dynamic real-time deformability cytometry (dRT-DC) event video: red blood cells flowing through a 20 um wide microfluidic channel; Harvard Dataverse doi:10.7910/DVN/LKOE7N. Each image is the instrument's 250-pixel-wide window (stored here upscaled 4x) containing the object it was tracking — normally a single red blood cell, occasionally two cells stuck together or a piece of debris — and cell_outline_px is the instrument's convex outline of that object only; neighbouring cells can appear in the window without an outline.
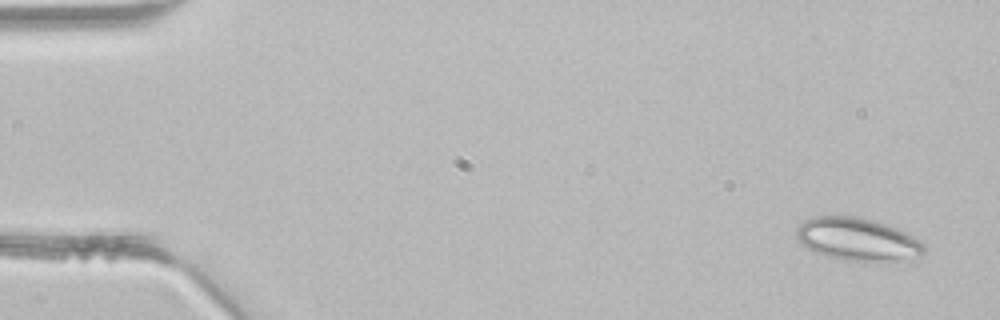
{"species": "common noctule bat (a hibernating species)", "species_latin": "Nyctalus noctula", "temperature_condition": "room temperature", "stored_images_in_passage": 3, "camera_frame_rate_fps": 3000, "um_per_image_px": 0.085, "animal": {"sex": "male", "body_mass_g": 21.5, "forearm_length_mm": 52.0}, "frame": {"image": 1, "passage_image": 1, "time_ms": 0.0, "image_size_px": [1000, 320], "cell_outline_px": [[924, 252], [920, 256], [884, 260], [848, 260], [828, 256], [816, 252], [808, 248], [796, 236], [796, 228], [804, 220], [812, 216], [860, 216], [888, 224], [900, 228], [920, 240], [924, 244]], "centroid_in_image_um": [72.89, 20.29], "position_along_channel_um": 12.1, "area_um2": 31.44}}